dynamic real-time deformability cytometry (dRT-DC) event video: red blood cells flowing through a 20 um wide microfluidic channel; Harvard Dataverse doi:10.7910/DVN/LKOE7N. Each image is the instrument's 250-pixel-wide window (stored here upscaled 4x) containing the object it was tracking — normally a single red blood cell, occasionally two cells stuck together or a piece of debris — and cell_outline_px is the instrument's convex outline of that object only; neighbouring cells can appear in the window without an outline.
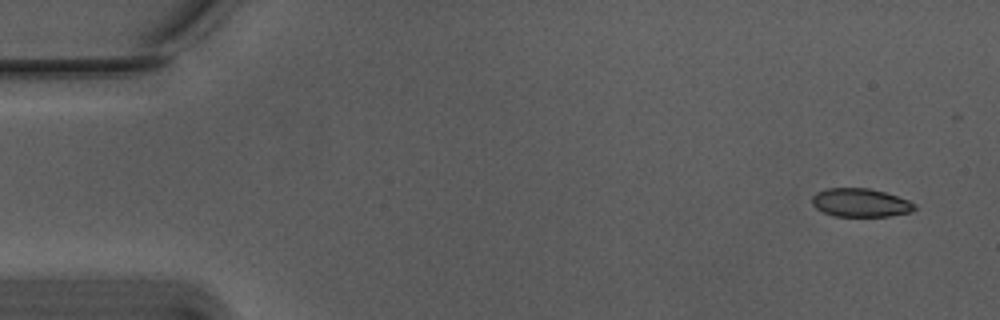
{"species": "Egyptian fruit bat (a non-hibernating species)", "species_latin": "Rousettus aegyptiacus", "temperature_condition": "warm", "stored_images_in_passage": 54, "segment_of_instrument_passage": [1, 2], "camera_frame_rate_fps": 3000, "um_per_image_px": 0.085, "animal": {"sex": "male"}, "frame": {"image": 1, "passage_image": 1, "time_ms": 0.0, "image_size_px": [1000, 320], "cell_outline_px": [[916, 208], [912, 212], [888, 216], [836, 216], [824, 212], [816, 208], [812, 204], [812, 196], [816, 192], [828, 188], [868, 188], [884, 192], [908, 200], [916, 204]], "centroid_in_image_um": [73.14, 17.23], "position_along_channel_um": 11.9, "area_um2": 16.94}}
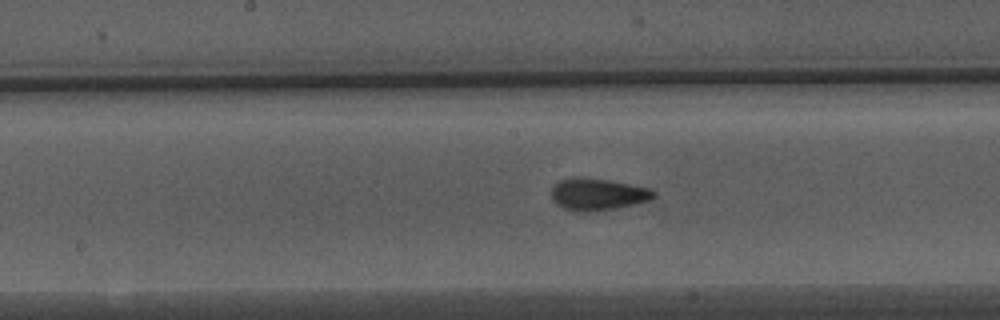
{"frame": {"image": 2, "passage_image": 26, "time_ms": 8.333, "image_size_px": [1000, 320], "cell_outline_px": [[656, 196], [648, 200], [636, 204], [596, 212], [576, 212], [564, 208], [556, 204], [552, 200], [552, 188], [560, 180], [608, 180], [648, 188], [656, 192]], "centroid_in_image_um": [50.83, 16.58], "position_along_channel_um": 197.4, "area_um2": 18.44}}
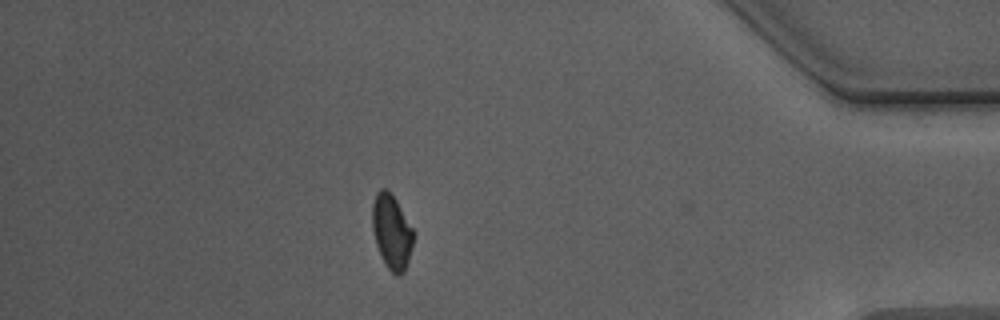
{"frame": {"image": 3, "passage_image": 46, "time_ms": 15.0, "image_size_px": [1000, 320], "cell_outline_px": [[416, 232], [408, 260], [404, 272], [400, 276], [396, 276], [388, 268], [380, 256], [376, 244], [372, 228], [372, 204], [376, 192], [380, 188], [384, 188], [396, 200]], "centroid_in_image_um": [33.3, 19.71], "position_along_channel_um": 401.9, "area_um2": 18.03}}